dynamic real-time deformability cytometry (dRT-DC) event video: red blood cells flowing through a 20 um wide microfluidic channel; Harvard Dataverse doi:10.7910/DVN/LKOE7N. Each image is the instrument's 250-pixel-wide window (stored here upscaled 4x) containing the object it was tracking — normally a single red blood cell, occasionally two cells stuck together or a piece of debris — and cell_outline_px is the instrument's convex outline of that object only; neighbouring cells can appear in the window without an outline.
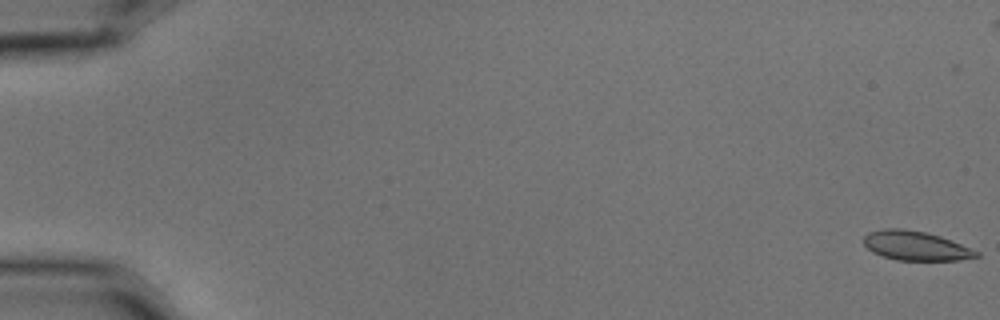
{"species": "common noctule bat (a hibernating species)", "species_latin": "Nyctalus noctula", "temperature_condition": "cold", "stored_images_in_passage": 5, "camera_frame_rate_fps": 3000, "um_per_image_px": 0.085, "animal": {"sex": "male", "body_mass_g": 15.6}, "frame": {"image": 1, "passage_image": 1, "time_ms": 0.0, "image_size_px": [1000, 320], "cell_outline_px": [[980, 256], [960, 260], [896, 260], [872, 252], [864, 244], [864, 236], [868, 232], [884, 228], [904, 228], [924, 232], [940, 236], [952, 240], [980, 252]], "centroid_in_image_um": [77.84, 20.88], "position_along_channel_um": 7.2, "area_um2": 19.25}}
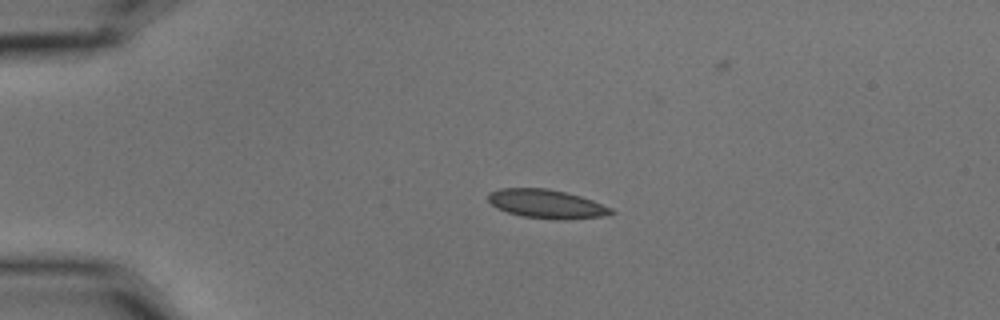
{"frame": {"image": 2, "passage_image": 4, "time_ms": 1.0, "image_size_px": [1000, 320], "cell_outline_px": [[616, 212], [604, 216], [560, 220], [556, 220], [520, 216], [496, 208], [488, 200], [488, 192], [500, 188], [548, 188], [580, 196], [592, 200], [612, 208]], "centroid_in_image_um": [46.44, 17.33], "position_along_channel_um": 38.6, "area_um2": 20.69}}